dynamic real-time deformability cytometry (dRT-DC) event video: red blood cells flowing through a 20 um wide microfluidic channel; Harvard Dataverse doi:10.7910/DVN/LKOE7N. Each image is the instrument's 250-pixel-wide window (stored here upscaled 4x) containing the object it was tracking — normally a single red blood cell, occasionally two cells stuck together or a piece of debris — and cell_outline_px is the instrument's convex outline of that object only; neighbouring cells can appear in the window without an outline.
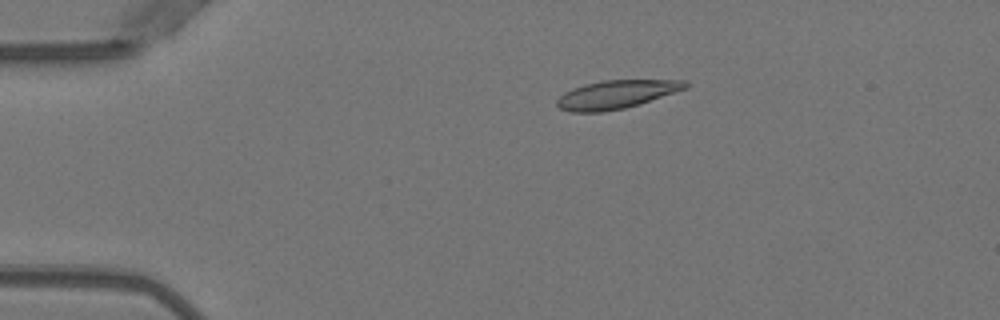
{"species": "Egyptian fruit bat (a non-hibernating species)", "species_latin": "Rousettus aegyptiacus", "temperature_condition": "warm", "stored_images_in_passage": 52, "camera_frame_rate_fps": 3000, "um_per_image_px": 0.085, "animal": {"sex": "female"}, "frame": {"image": 1, "passage_image": 11, "time_ms": 3.333, "image_size_px": [1000, 320], "cell_outline_px": [[688, 88], [624, 108], [604, 112], [568, 112], [560, 108], [556, 104], [556, 100], [564, 92], [572, 88], [584, 84], [604, 80], [688, 80]], "centroid_in_image_um": [52.35, 8.02], "position_along_channel_um": 32.6, "area_um2": 21.15}}
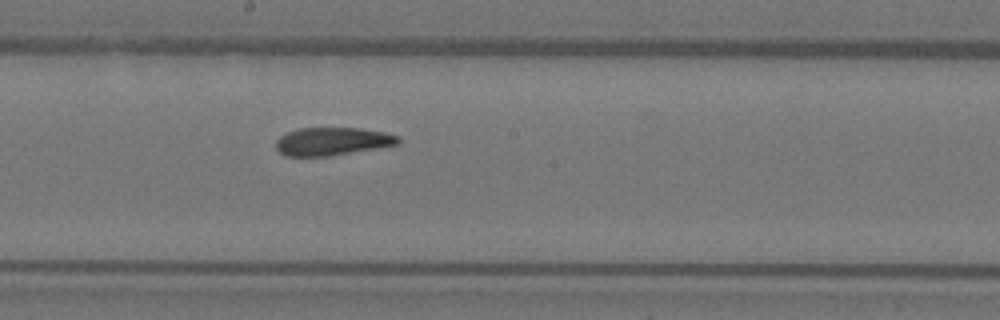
{"frame": {"image": 2, "passage_image": 29, "time_ms": 9.333, "image_size_px": [1000, 320], "cell_outline_px": [[400, 144], [328, 156], [284, 156], [276, 148], [276, 140], [280, 136], [288, 132], [300, 128], [360, 128], [384, 132], [400, 136]], "centroid_in_image_um": [28.25, 12.01], "position_along_channel_um": 219.9, "area_um2": 19.88}}
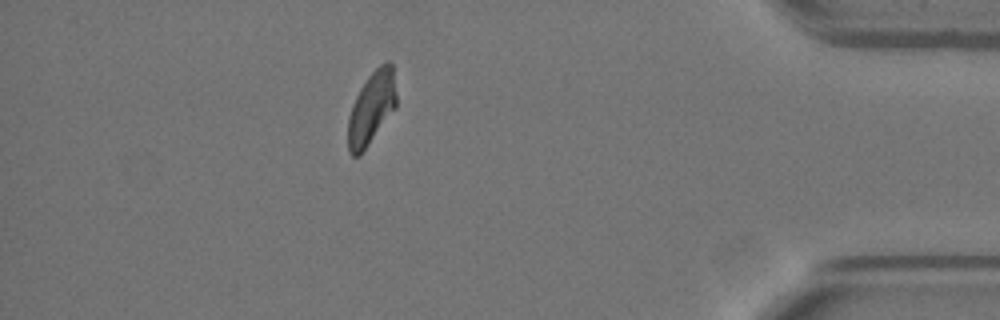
{"frame": {"image": 3, "passage_image": 46, "time_ms": 15.0, "image_size_px": [1000, 320], "cell_outline_px": [[396, 108], [360, 156], [352, 156], [348, 152], [348, 116], [352, 104], [360, 88], [368, 76], [380, 64], [388, 60], [392, 64], [396, 92]], "centroid_in_image_um": [31.57, 9.19], "position_along_channel_um": 403.6, "area_um2": 20.63}, "authors_computed_cell_mechanics": {"area_um2": 21.0103, "velocity_mm_per_s": 3.9823, "shape_relaxation_time_tau1_ms": 7.6735, "shape_relaxation_time_tau2_ms": 2.359, "deformation_change_tau1": 0.2224, "deformation_change_tau2": 0.091}}